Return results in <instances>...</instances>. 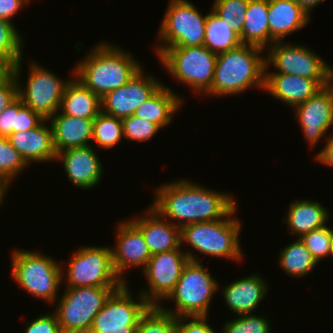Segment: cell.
<instances>
[{
	"label": "cell",
	"mask_w": 333,
	"mask_h": 333,
	"mask_svg": "<svg viewBox=\"0 0 333 333\" xmlns=\"http://www.w3.org/2000/svg\"><path fill=\"white\" fill-rule=\"evenodd\" d=\"M154 194L150 206L180 228L223 219L237 205L232 194L211 190L188 179L167 182L156 188Z\"/></svg>",
	"instance_id": "cell-1"
},
{
	"label": "cell",
	"mask_w": 333,
	"mask_h": 333,
	"mask_svg": "<svg viewBox=\"0 0 333 333\" xmlns=\"http://www.w3.org/2000/svg\"><path fill=\"white\" fill-rule=\"evenodd\" d=\"M74 66V77L102 98L124 86L142 67L132 53L112 43L100 42Z\"/></svg>",
	"instance_id": "cell-2"
},
{
	"label": "cell",
	"mask_w": 333,
	"mask_h": 333,
	"mask_svg": "<svg viewBox=\"0 0 333 333\" xmlns=\"http://www.w3.org/2000/svg\"><path fill=\"white\" fill-rule=\"evenodd\" d=\"M264 49L255 45L241 44L217 54L214 78L206 96L239 95L254 86L265 87Z\"/></svg>",
	"instance_id": "cell-3"
},
{
	"label": "cell",
	"mask_w": 333,
	"mask_h": 333,
	"mask_svg": "<svg viewBox=\"0 0 333 333\" xmlns=\"http://www.w3.org/2000/svg\"><path fill=\"white\" fill-rule=\"evenodd\" d=\"M238 204L223 218L198 222L180 228L181 246L189 244L196 252L210 257L243 260L240 233L241 221L235 218ZM235 213V214H234Z\"/></svg>",
	"instance_id": "cell-4"
},
{
	"label": "cell",
	"mask_w": 333,
	"mask_h": 333,
	"mask_svg": "<svg viewBox=\"0 0 333 333\" xmlns=\"http://www.w3.org/2000/svg\"><path fill=\"white\" fill-rule=\"evenodd\" d=\"M11 255V276L21 288L49 304L57 302L62 280L64 262L35 250L14 249ZM62 282V283H61Z\"/></svg>",
	"instance_id": "cell-5"
},
{
	"label": "cell",
	"mask_w": 333,
	"mask_h": 333,
	"mask_svg": "<svg viewBox=\"0 0 333 333\" xmlns=\"http://www.w3.org/2000/svg\"><path fill=\"white\" fill-rule=\"evenodd\" d=\"M219 284L201 262L188 261L174 290L165 299L174 301L175 309L159 306L175 317L208 316L211 300L220 288Z\"/></svg>",
	"instance_id": "cell-6"
},
{
	"label": "cell",
	"mask_w": 333,
	"mask_h": 333,
	"mask_svg": "<svg viewBox=\"0 0 333 333\" xmlns=\"http://www.w3.org/2000/svg\"><path fill=\"white\" fill-rule=\"evenodd\" d=\"M157 58L168 73L194 94L206 93L212 85L217 54L206 46L169 47Z\"/></svg>",
	"instance_id": "cell-7"
},
{
	"label": "cell",
	"mask_w": 333,
	"mask_h": 333,
	"mask_svg": "<svg viewBox=\"0 0 333 333\" xmlns=\"http://www.w3.org/2000/svg\"><path fill=\"white\" fill-rule=\"evenodd\" d=\"M207 14L202 15L188 0H170L158 31L155 53L169 47L204 45ZM163 42V43H162Z\"/></svg>",
	"instance_id": "cell-8"
},
{
	"label": "cell",
	"mask_w": 333,
	"mask_h": 333,
	"mask_svg": "<svg viewBox=\"0 0 333 333\" xmlns=\"http://www.w3.org/2000/svg\"><path fill=\"white\" fill-rule=\"evenodd\" d=\"M120 287H65L54 310L63 333H89L95 316Z\"/></svg>",
	"instance_id": "cell-9"
},
{
	"label": "cell",
	"mask_w": 333,
	"mask_h": 333,
	"mask_svg": "<svg viewBox=\"0 0 333 333\" xmlns=\"http://www.w3.org/2000/svg\"><path fill=\"white\" fill-rule=\"evenodd\" d=\"M265 74H291L315 80L322 88L333 81V68L305 45L274 42L266 48ZM275 67V71L268 68ZM277 70V71H276ZM271 72V73H270Z\"/></svg>",
	"instance_id": "cell-10"
},
{
	"label": "cell",
	"mask_w": 333,
	"mask_h": 333,
	"mask_svg": "<svg viewBox=\"0 0 333 333\" xmlns=\"http://www.w3.org/2000/svg\"><path fill=\"white\" fill-rule=\"evenodd\" d=\"M21 59L11 70L15 74L18 81V97L23 101V104L30 107L38 113L43 119L48 120L60 109L61 99L64 94L66 85L70 82L71 75L68 80L59 78L57 74L46 69L32 61L29 66V73L26 86L22 87L20 83V75L22 71Z\"/></svg>",
	"instance_id": "cell-11"
},
{
	"label": "cell",
	"mask_w": 333,
	"mask_h": 333,
	"mask_svg": "<svg viewBox=\"0 0 333 333\" xmlns=\"http://www.w3.org/2000/svg\"><path fill=\"white\" fill-rule=\"evenodd\" d=\"M72 255L67 271L62 270L66 287H121L125 283L114 270L111 246H83Z\"/></svg>",
	"instance_id": "cell-12"
},
{
	"label": "cell",
	"mask_w": 333,
	"mask_h": 333,
	"mask_svg": "<svg viewBox=\"0 0 333 333\" xmlns=\"http://www.w3.org/2000/svg\"><path fill=\"white\" fill-rule=\"evenodd\" d=\"M188 261L201 262L195 253L183 249L152 255L145 268L142 269L149 288L148 290L142 289L140 294L150 305H161L174 290L183 267Z\"/></svg>",
	"instance_id": "cell-13"
},
{
	"label": "cell",
	"mask_w": 333,
	"mask_h": 333,
	"mask_svg": "<svg viewBox=\"0 0 333 333\" xmlns=\"http://www.w3.org/2000/svg\"><path fill=\"white\" fill-rule=\"evenodd\" d=\"M127 283L116 289L95 316L89 333H136L141 315L150 304L139 293L133 297Z\"/></svg>",
	"instance_id": "cell-14"
},
{
	"label": "cell",
	"mask_w": 333,
	"mask_h": 333,
	"mask_svg": "<svg viewBox=\"0 0 333 333\" xmlns=\"http://www.w3.org/2000/svg\"><path fill=\"white\" fill-rule=\"evenodd\" d=\"M140 69L124 86L107 92L101 98V111L116 118L134 115L164 83ZM149 74V75H148Z\"/></svg>",
	"instance_id": "cell-15"
},
{
	"label": "cell",
	"mask_w": 333,
	"mask_h": 333,
	"mask_svg": "<svg viewBox=\"0 0 333 333\" xmlns=\"http://www.w3.org/2000/svg\"><path fill=\"white\" fill-rule=\"evenodd\" d=\"M293 109L308 147L314 148L333 127V81Z\"/></svg>",
	"instance_id": "cell-16"
},
{
	"label": "cell",
	"mask_w": 333,
	"mask_h": 333,
	"mask_svg": "<svg viewBox=\"0 0 333 333\" xmlns=\"http://www.w3.org/2000/svg\"><path fill=\"white\" fill-rule=\"evenodd\" d=\"M117 242L112 250V262L116 274L127 283L124 273L131 268H145L151 255L142 232L128 219L116 227Z\"/></svg>",
	"instance_id": "cell-17"
},
{
	"label": "cell",
	"mask_w": 333,
	"mask_h": 333,
	"mask_svg": "<svg viewBox=\"0 0 333 333\" xmlns=\"http://www.w3.org/2000/svg\"><path fill=\"white\" fill-rule=\"evenodd\" d=\"M97 150L90 146L68 148L56 154V161H62L69 182L80 189L94 188L103 175L102 162Z\"/></svg>",
	"instance_id": "cell-18"
},
{
	"label": "cell",
	"mask_w": 333,
	"mask_h": 333,
	"mask_svg": "<svg viewBox=\"0 0 333 333\" xmlns=\"http://www.w3.org/2000/svg\"><path fill=\"white\" fill-rule=\"evenodd\" d=\"M142 216L129 220L142 232L151 255L182 249L180 227L163 218L151 206Z\"/></svg>",
	"instance_id": "cell-19"
},
{
	"label": "cell",
	"mask_w": 333,
	"mask_h": 333,
	"mask_svg": "<svg viewBox=\"0 0 333 333\" xmlns=\"http://www.w3.org/2000/svg\"><path fill=\"white\" fill-rule=\"evenodd\" d=\"M47 123L48 120L44 119L33 129L12 133L7 137L29 166L32 162L39 164L56 161L52 129Z\"/></svg>",
	"instance_id": "cell-20"
},
{
	"label": "cell",
	"mask_w": 333,
	"mask_h": 333,
	"mask_svg": "<svg viewBox=\"0 0 333 333\" xmlns=\"http://www.w3.org/2000/svg\"><path fill=\"white\" fill-rule=\"evenodd\" d=\"M266 283L261 275L252 274L230 282L223 287L221 294L233 314H252L269 290Z\"/></svg>",
	"instance_id": "cell-21"
},
{
	"label": "cell",
	"mask_w": 333,
	"mask_h": 333,
	"mask_svg": "<svg viewBox=\"0 0 333 333\" xmlns=\"http://www.w3.org/2000/svg\"><path fill=\"white\" fill-rule=\"evenodd\" d=\"M310 16L294 0H268L269 46L307 26Z\"/></svg>",
	"instance_id": "cell-22"
},
{
	"label": "cell",
	"mask_w": 333,
	"mask_h": 333,
	"mask_svg": "<svg viewBox=\"0 0 333 333\" xmlns=\"http://www.w3.org/2000/svg\"><path fill=\"white\" fill-rule=\"evenodd\" d=\"M93 120L76 118L60 111L49 118L56 153L68 148L90 146L93 140Z\"/></svg>",
	"instance_id": "cell-23"
},
{
	"label": "cell",
	"mask_w": 333,
	"mask_h": 333,
	"mask_svg": "<svg viewBox=\"0 0 333 333\" xmlns=\"http://www.w3.org/2000/svg\"><path fill=\"white\" fill-rule=\"evenodd\" d=\"M322 87L312 79L291 74H265L264 91L275 99L295 107L314 96Z\"/></svg>",
	"instance_id": "cell-24"
},
{
	"label": "cell",
	"mask_w": 333,
	"mask_h": 333,
	"mask_svg": "<svg viewBox=\"0 0 333 333\" xmlns=\"http://www.w3.org/2000/svg\"><path fill=\"white\" fill-rule=\"evenodd\" d=\"M327 210L319 201L296 199L289 205L283 221L287 224L288 232L300 238L306 233L326 226L331 216Z\"/></svg>",
	"instance_id": "cell-25"
},
{
	"label": "cell",
	"mask_w": 333,
	"mask_h": 333,
	"mask_svg": "<svg viewBox=\"0 0 333 333\" xmlns=\"http://www.w3.org/2000/svg\"><path fill=\"white\" fill-rule=\"evenodd\" d=\"M184 99L169 86L162 85L149 99L143 102L135 116L157 124L161 129L172 123L174 115L181 110Z\"/></svg>",
	"instance_id": "cell-26"
},
{
	"label": "cell",
	"mask_w": 333,
	"mask_h": 333,
	"mask_svg": "<svg viewBox=\"0 0 333 333\" xmlns=\"http://www.w3.org/2000/svg\"><path fill=\"white\" fill-rule=\"evenodd\" d=\"M59 111L76 118L94 119L101 112V98L72 77L65 87Z\"/></svg>",
	"instance_id": "cell-27"
},
{
	"label": "cell",
	"mask_w": 333,
	"mask_h": 333,
	"mask_svg": "<svg viewBox=\"0 0 333 333\" xmlns=\"http://www.w3.org/2000/svg\"><path fill=\"white\" fill-rule=\"evenodd\" d=\"M242 44L255 45L266 50L269 47L268 0H249Z\"/></svg>",
	"instance_id": "cell-28"
},
{
	"label": "cell",
	"mask_w": 333,
	"mask_h": 333,
	"mask_svg": "<svg viewBox=\"0 0 333 333\" xmlns=\"http://www.w3.org/2000/svg\"><path fill=\"white\" fill-rule=\"evenodd\" d=\"M278 258L280 268L295 278L309 275L318 265L300 238L286 245L280 251Z\"/></svg>",
	"instance_id": "cell-29"
},
{
	"label": "cell",
	"mask_w": 333,
	"mask_h": 333,
	"mask_svg": "<svg viewBox=\"0 0 333 333\" xmlns=\"http://www.w3.org/2000/svg\"><path fill=\"white\" fill-rule=\"evenodd\" d=\"M240 36L212 10L207 14L204 46L219 54L241 45Z\"/></svg>",
	"instance_id": "cell-30"
},
{
	"label": "cell",
	"mask_w": 333,
	"mask_h": 333,
	"mask_svg": "<svg viewBox=\"0 0 333 333\" xmlns=\"http://www.w3.org/2000/svg\"><path fill=\"white\" fill-rule=\"evenodd\" d=\"M29 166L7 137L0 136V189L6 194L13 180Z\"/></svg>",
	"instance_id": "cell-31"
},
{
	"label": "cell",
	"mask_w": 333,
	"mask_h": 333,
	"mask_svg": "<svg viewBox=\"0 0 333 333\" xmlns=\"http://www.w3.org/2000/svg\"><path fill=\"white\" fill-rule=\"evenodd\" d=\"M23 35L15 24L0 18V60L12 68L23 57Z\"/></svg>",
	"instance_id": "cell-32"
},
{
	"label": "cell",
	"mask_w": 333,
	"mask_h": 333,
	"mask_svg": "<svg viewBox=\"0 0 333 333\" xmlns=\"http://www.w3.org/2000/svg\"><path fill=\"white\" fill-rule=\"evenodd\" d=\"M123 135V125L120 118L100 112L93 120V142L96 146L106 149L113 148Z\"/></svg>",
	"instance_id": "cell-33"
},
{
	"label": "cell",
	"mask_w": 333,
	"mask_h": 333,
	"mask_svg": "<svg viewBox=\"0 0 333 333\" xmlns=\"http://www.w3.org/2000/svg\"><path fill=\"white\" fill-rule=\"evenodd\" d=\"M176 317L159 305H150L141 315L136 333H174Z\"/></svg>",
	"instance_id": "cell-34"
},
{
	"label": "cell",
	"mask_w": 333,
	"mask_h": 333,
	"mask_svg": "<svg viewBox=\"0 0 333 333\" xmlns=\"http://www.w3.org/2000/svg\"><path fill=\"white\" fill-rule=\"evenodd\" d=\"M211 10L240 36L245 21L249 0H213Z\"/></svg>",
	"instance_id": "cell-35"
},
{
	"label": "cell",
	"mask_w": 333,
	"mask_h": 333,
	"mask_svg": "<svg viewBox=\"0 0 333 333\" xmlns=\"http://www.w3.org/2000/svg\"><path fill=\"white\" fill-rule=\"evenodd\" d=\"M300 240L311 253L313 259L319 264L323 258L330 257L333 229L326 225L302 235Z\"/></svg>",
	"instance_id": "cell-36"
},
{
	"label": "cell",
	"mask_w": 333,
	"mask_h": 333,
	"mask_svg": "<svg viewBox=\"0 0 333 333\" xmlns=\"http://www.w3.org/2000/svg\"><path fill=\"white\" fill-rule=\"evenodd\" d=\"M261 315H239L223 325L222 333H270L271 322Z\"/></svg>",
	"instance_id": "cell-37"
},
{
	"label": "cell",
	"mask_w": 333,
	"mask_h": 333,
	"mask_svg": "<svg viewBox=\"0 0 333 333\" xmlns=\"http://www.w3.org/2000/svg\"><path fill=\"white\" fill-rule=\"evenodd\" d=\"M121 120L124 139L127 141H148L153 138L159 130H161L157 124L141 119L135 115L122 118Z\"/></svg>",
	"instance_id": "cell-38"
},
{
	"label": "cell",
	"mask_w": 333,
	"mask_h": 333,
	"mask_svg": "<svg viewBox=\"0 0 333 333\" xmlns=\"http://www.w3.org/2000/svg\"><path fill=\"white\" fill-rule=\"evenodd\" d=\"M18 98V81L15 74L8 68L0 75V113Z\"/></svg>",
	"instance_id": "cell-39"
},
{
	"label": "cell",
	"mask_w": 333,
	"mask_h": 333,
	"mask_svg": "<svg viewBox=\"0 0 333 333\" xmlns=\"http://www.w3.org/2000/svg\"><path fill=\"white\" fill-rule=\"evenodd\" d=\"M208 316L176 317L174 333H217L207 321ZM190 319V320H189Z\"/></svg>",
	"instance_id": "cell-40"
},
{
	"label": "cell",
	"mask_w": 333,
	"mask_h": 333,
	"mask_svg": "<svg viewBox=\"0 0 333 333\" xmlns=\"http://www.w3.org/2000/svg\"><path fill=\"white\" fill-rule=\"evenodd\" d=\"M24 333H63L55 312L37 316L28 324Z\"/></svg>",
	"instance_id": "cell-41"
},
{
	"label": "cell",
	"mask_w": 333,
	"mask_h": 333,
	"mask_svg": "<svg viewBox=\"0 0 333 333\" xmlns=\"http://www.w3.org/2000/svg\"><path fill=\"white\" fill-rule=\"evenodd\" d=\"M23 105V101L18 97L0 113V136L8 137L10 134L15 133L16 114Z\"/></svg>",
	"instance_id": "cell-42"
},
{
	"label": "cell",
	"mask_w": 333,
	"mask_h": 333,
	"mask_svg": "<svg viewBox=\"0 0 333 333\" xmlns=\"http://www.w3.org/2000/svg\"><path fill=\"white\" fill-rule=\"evenodd\" d=\"M44 119L30 107L23 105L16 114L15 133L37 127Z\"/></svg>",
	"instance_id": "cell-43"
},
{
	"label": "cell",
	"mask_w": 333,
	"mask_h": 333,
	"mask_svg": "<svg viewBox=\"0 0 333 333\" xmlns=\"http://www.w3.org/2000/svg\"><path fill=\"white\" fill-rule=\"evenodd\" d=\"M30 1L32 0H0V18L13 23L12 18Z\"/></svg>",
	"instance_id": "cell-44"
},
{
	"label": "cell",
	"mask_w": 333,
	"mask_h": 333,
	"mask_svg": "<svg viewBox=\"0 0 333 333\" xmlns=\"http://www.w3.org/2000/svg\"><path fill=\"white\" fill-rule=\"evenodd\" d=\"M327 142L323 148L316 154L314 160L318 163L333 167V137L329 134Z\"/></svg>",
	"instance_id": "cell-45"
},
{
	"label": "cell",
	"mask_w": 333,
	"mask_h": 333,
	"mask_svg": "<svg viewBox=\"0 0 333 333\" xmlns=\"http://www.w3.org/2000/svg\"><path fill=\"white\" fill-rule=\"evenodd\" d=\"M299 6H301L309 16H311L312 9L319 5V3L325 0H294Z\"/></svg>",
	"instance_id": "cell-46"
},
{
	"label": "cell",
	"mask_w": 333,
	"mask_h": 333,
	"mask_svg": "<svg viewBox=\"0 0 333 333\" xmlns=\"http://www.w3.org/2000/svg\"><path fill=\"white\" fill-rule=\"evenodd\" d=\"M8 67L0 60V75H2Z\"/></svg>",
	"instance_id": "cell-47"
},
{
	"label": "cell",
	"mask_w": 333,
	"mask_h": 333,
	"mask_svg": "<svg viewBox=\"0 0 333 333\" xmlns=\"http://www.w3.org/2000/svg\"><path fill=\"white\" fill-rule=\"evenodd\" d=\"M5 193L0 189V206H2L5 198Z\"/></svg>",
	"instance_id": "cell-48"
},
{
	"label": "cell",
	"mask_w": 333,
	"mask_h": 333,
	"mask_svg": "<svg viewBox=\"0 0 333 333\" xmlns=\"http://www.w3.org/2000/svg\"><path fill=\"white\" fill-rule=\"evenodd\" d=\"M330 256L333 257V242H332V246H331V253H330Z\"/></svg>",
	"instance_id": "cell-49"
}]
</instances>
